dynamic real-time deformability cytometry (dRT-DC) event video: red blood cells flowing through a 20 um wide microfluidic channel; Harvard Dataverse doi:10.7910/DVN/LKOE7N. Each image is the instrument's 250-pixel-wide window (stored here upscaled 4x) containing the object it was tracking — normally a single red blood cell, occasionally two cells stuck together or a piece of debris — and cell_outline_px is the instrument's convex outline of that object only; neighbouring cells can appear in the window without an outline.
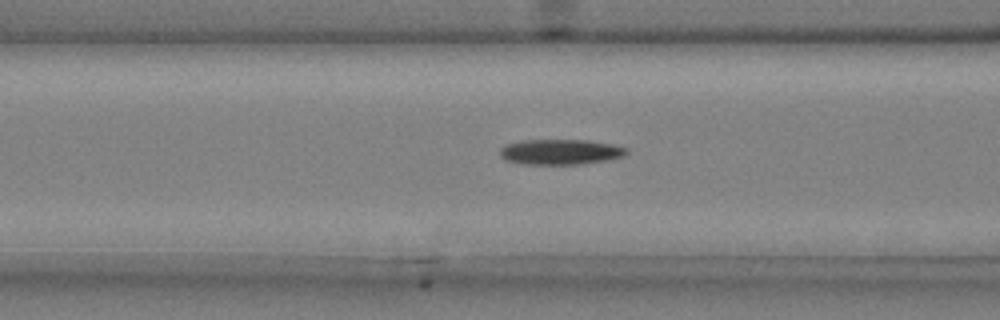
{"species": "common noctule bat (a hibernating species)", "species_latin": "Nyctalus noctula", "temperature_condition": "cold", "stored_images_in_passage": 42, "camera_frame_rate_fps": 3000, "um_per_image_px": 0.085, "animal": {"sex": "male", "body_mass_g": 20.4}, "frame": {"image": 1, "passage_image": 11, "time_ms": 3.333, "image_size_px": [1000, 320], "cell_outline_px": [[628, 152], [624, 156], [612, 160], [584, 164], [524, 164], [508, 160], [500, 156], [500, 148], [504, 144], [520, 140], [588, 140], [612, 144], [628, 148]], "centroid_in_image_um": [47.67, 12.91], "position_along_channel_um": 118.9, "area_um2": 18.96}}
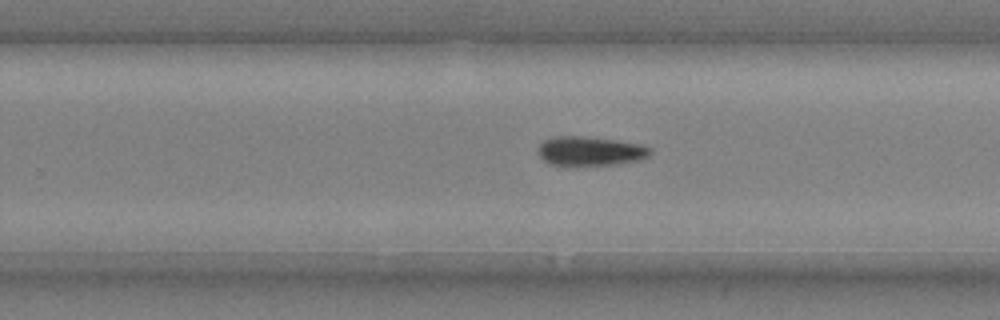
{"frame": {"image": 2, "passage_image": 24, "time_ms": 7.667, "image_size_px": [1000, 320], "cell_outline_px": [[652, 152], [648, 156], [640, 160], [616, 164], [552, 164], [544, 160], [540, 156], [540, 144], [544, 140], [552, 136], [584, 136], [616, 140], [640, 144], [652, 148]], "centroid_in_image_um": [50.22, 12.81], "position_along_channel_um": 279.6, "area_um2": 18.73}}
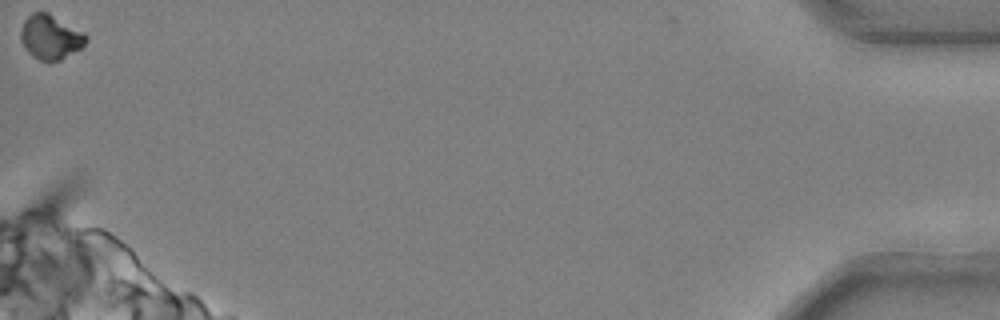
{"frame": {"image": 3, "passage_image": 42, "time_ms": 13.667, "image_size_px": [1000, 320], "cell_outline_px": [[88, 40], [80, 48], [60, 60], [40, 60], [32, 56], [28, 52], [20, 40], [20, 32], [24, 20], [32, 12], [48, 12], [88, 36]], "centroid_in_image_um": [4.25, 3.14], "position_along_channel_um": 430.9, "area_um2": 16.59}}